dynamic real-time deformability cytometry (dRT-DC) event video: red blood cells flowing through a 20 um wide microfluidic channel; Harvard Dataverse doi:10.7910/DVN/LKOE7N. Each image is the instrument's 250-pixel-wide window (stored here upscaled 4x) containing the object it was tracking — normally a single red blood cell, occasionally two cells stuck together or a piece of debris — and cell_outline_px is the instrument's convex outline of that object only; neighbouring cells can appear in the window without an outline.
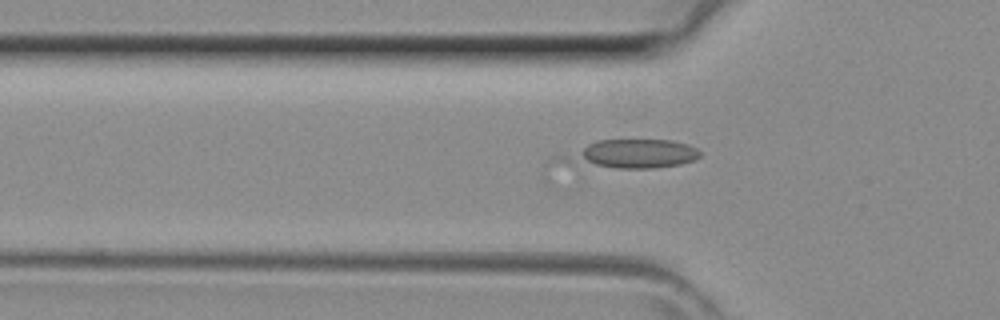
{"species": "common noctule bat (a hibernating species)", "species_latin": "Nyctalus noctula", "temperature_condition": "room temperature", "stored_images_in_passage": 20, "camera_frame_rate_fps": 3000, "um_per_image_px": 0.085, "animal": {"sex": "female", "body_mass_g": 29.2, "forearm_length_mm": 56.3}, "frame": {"image": 1, "passage_image": 12, "time_ms": 3.667, "image_size_px": [1000, 320], "cell_outline_px": [[700, 156], [696, 160], [680, 164], [656, 168], [616, 168], [596, 164], [576, 156], [588, 144], [596, 140], [672, 140], [688, 144], [696, 148], [700, 152]], "centroid_in_image_um": [54.3, 13.04], "position_along_channel_um": 71.5, "area_um2": 20.46}}
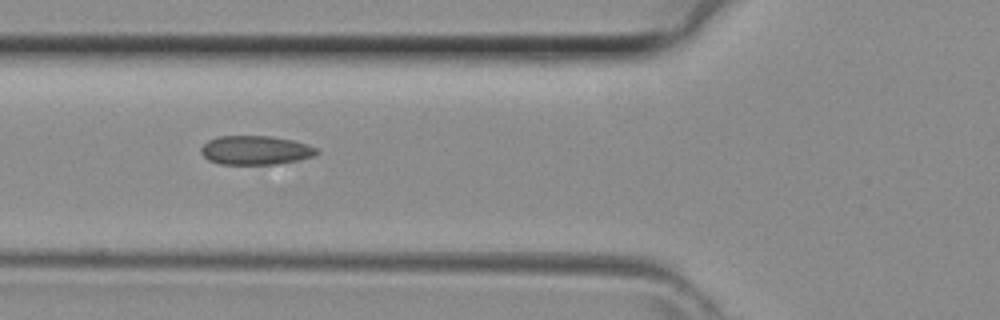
{"frame": {"image": 2, "passage_image": 14, "time_ms": 4.333, "image_size_px": [1000, 320], "cell_outline_px": [[320, 152], [312, 156], [296, 160], [276, 164], [220, 164], [208, 160], [200, 152], [200, 148], [208, 140], [220, 136], [272, 136], [292, 140], [308, 144], [316, 148]], "centroid_in_image_um": [21.7, 12.76], "position_along_channel_um": 104.1, "area_um2": 19.48}}